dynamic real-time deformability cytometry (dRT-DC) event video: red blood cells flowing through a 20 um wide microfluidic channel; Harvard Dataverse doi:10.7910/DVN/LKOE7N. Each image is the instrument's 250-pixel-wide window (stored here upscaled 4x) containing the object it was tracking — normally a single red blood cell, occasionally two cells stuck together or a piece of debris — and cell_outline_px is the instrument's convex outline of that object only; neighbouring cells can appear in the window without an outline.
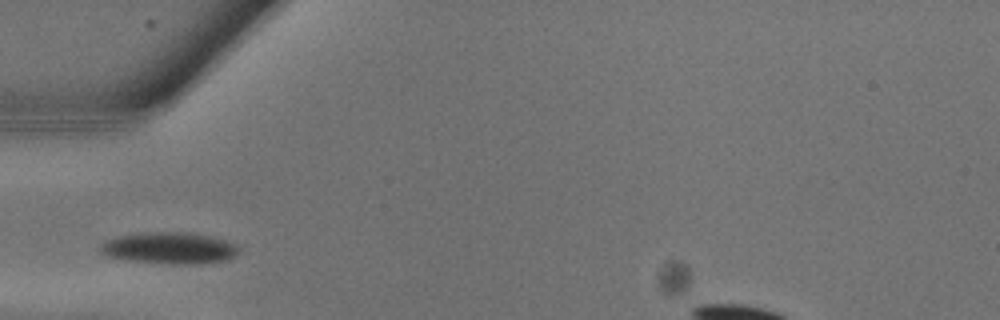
{"species": "common noctule bat (a hibernating species)", "species_latin": "Nyctalus noctula", "temperature_condition": "warm", "stored_images_in_passage": 2, "camera_frame_rate_fps": 3000, "um_per_image_px": 0.085, "animal": {"sex": "male", "body_mass_g": 13.3}, "frame": {"image": 1, "passage_image": 1, "time_ms": 0.0, "image_size_px": [1000, 320], "cell_outline_px": [[240, 252], [224, 260], [200, 264], [176, 264], [128, 260], [104, 256], [96, 248], [100, 244], [108, 240], [120, 236], [144, 232], [188, 232], [208, 236], [224, 240], [236, 244], [240, 248]], "centroid_in_image_um": [14.36, 21.09], "position_along_channel_um": 70.6, "area_um2": 25.49}}